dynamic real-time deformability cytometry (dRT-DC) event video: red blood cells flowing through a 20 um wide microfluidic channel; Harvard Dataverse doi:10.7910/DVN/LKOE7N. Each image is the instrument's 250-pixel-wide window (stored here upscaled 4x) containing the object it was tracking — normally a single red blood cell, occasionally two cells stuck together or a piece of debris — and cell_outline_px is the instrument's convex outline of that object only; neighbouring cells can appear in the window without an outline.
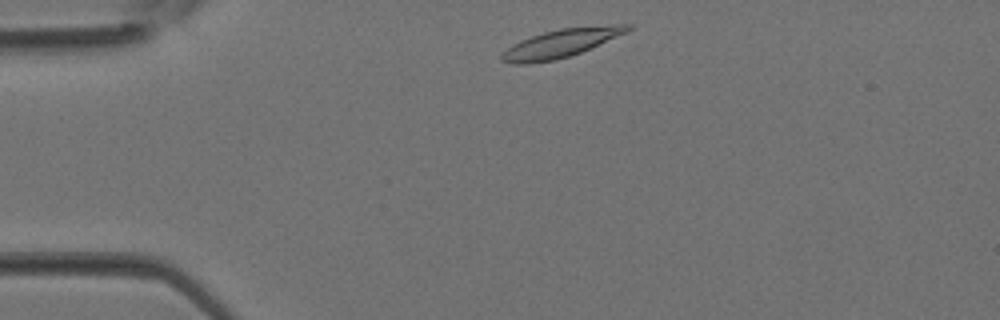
{"species": "Egyptian fruit bat (a non-hibernating species)", "species_latin": "Rousettus aegyptiacus", "temperature_condition": "room temperature", "stored_images_in_passage": 32, "camera_frame_rate_fps": 3000, "um_per_image_px": 0.085, "animal": {"sex": "female"}, "frame": {"image": 1, "passage_image": 2, "time_ms": 0.333, "image_size_px": [1000, 320], "cell_outline_px": [[632, 28], [628, 32], [580, 52], [556, 60], [528, 64], [512, 64], [500, 60], [500, 56], [512, 44], [520, 40], [544, 32], [560, 28], [616, 24], [632, 24]], "centroid_in_image_um": [47.68, 3.67], "position_along_channel_um": 37.3, "area_um2": 20.69}}
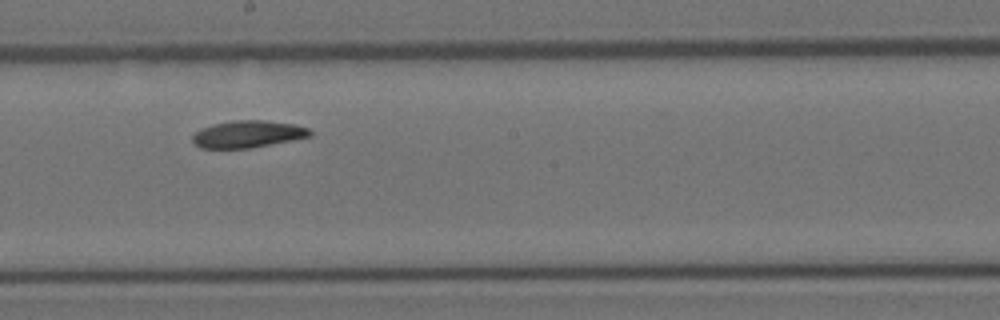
{"frame": {"image": 2, "passage_image": 15, "time_ms": 4.667, "image_size_px": [1000, 320], "cell_outline_px": [[312, 136], [252, 148], [200, 148], [192, 140], [192, 136], [200, 128], [212, 124], [232, 120], [264, 120], [292, 124], [308, 128], [312, 132]], "centroid_in_image_um": [21.05, 11.4], "position_along_channel_um": 227.2, "area_um2": 18.55}}
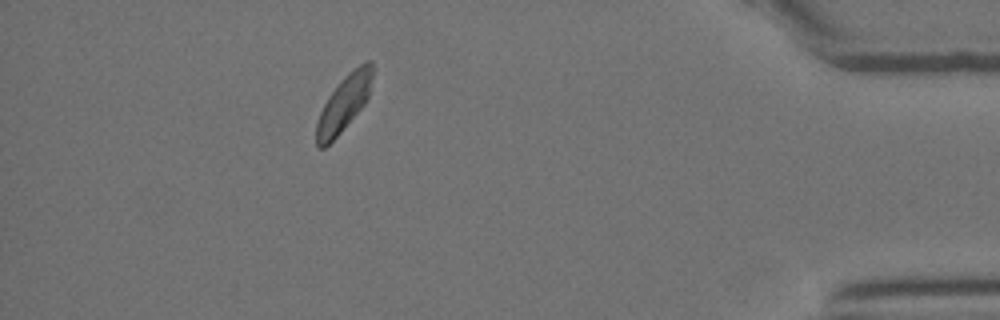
{"frame": {"image": 3, "passage_image": 28, "time_ms": 9.0, "image_size_px": [1000, 320], "cell_outline_px": [[372, 76], [368, 96], [364, 104], [340, 132], [324, 148], [316, 148], [316, 124], [320, 112], [328, 96], [340, 80], [348, 72], [364, 60], [372, 60]], "centroid_in_image_um": [29.21, 8.75], "position_along_channel_um": 406.0, "area_um2": 18.03}}